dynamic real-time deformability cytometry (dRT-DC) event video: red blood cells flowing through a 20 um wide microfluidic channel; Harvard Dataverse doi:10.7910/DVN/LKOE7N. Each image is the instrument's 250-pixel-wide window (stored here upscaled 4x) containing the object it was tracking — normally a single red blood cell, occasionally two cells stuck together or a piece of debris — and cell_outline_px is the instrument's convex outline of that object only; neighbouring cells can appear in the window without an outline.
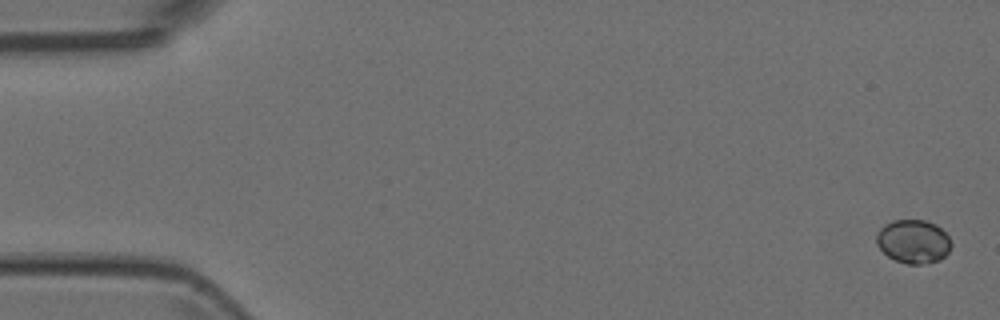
{"species": "Egyptian fruit bat (a non-hibernating species)", "species_latin": "Rousettus aegyptiacus", "temperature_condition": "room temperature", "stored_images_in_passage": 6, "camera_frame_rate_fps": 3000, "um_per_image_px": 0.085, "animal": {"sex": "female"}, "frame": {"image": 1, "passage_image": 1, "time_ms": 0.0, "image_size_px": [1000, 320], "cell_outline_px": [[952, 244], [948, 252], [940, 260], [920, 264], [908, 264], [896, 260], [888, 256], [876, 244], [876, 236], [880, 228], [884, 224], [892, 220], [924, 220], [936, 224], [948, 236]], "centroid_in_image_um": [77.63, 20.51], "position_along_channel_um": 7.4, "area_um2": 18.96}}